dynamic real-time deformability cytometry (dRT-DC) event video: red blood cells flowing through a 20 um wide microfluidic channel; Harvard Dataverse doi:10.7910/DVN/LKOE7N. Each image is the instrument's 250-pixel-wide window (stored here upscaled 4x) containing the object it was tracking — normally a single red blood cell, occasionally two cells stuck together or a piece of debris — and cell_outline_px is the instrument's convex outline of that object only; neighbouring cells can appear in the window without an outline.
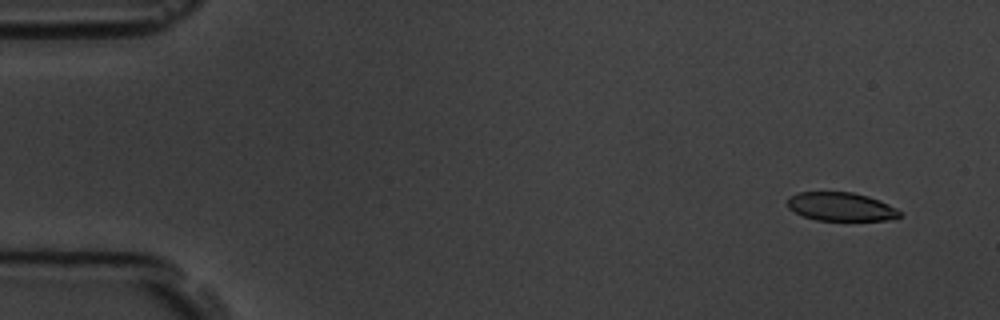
{"species": "common noctule bat (a hibernating species)", "species_latin": "Nyctalus noctula", "temperature_condition": "room temperature", "stored_images_in_passage": 7, "camera_frame_rate_fps": 3000, "um_per_image_px": 0.085, "animal": {"sex": "male", "body_mass_g": 19.5, "forearm_length_mm": 54.6}, "frame": {"image": 1, "passage_image": 1, "time_ms": 0.0, "image_size_px": [1000, 320], "cell_outline_px": [[900, 216], [896, 220], [816, 220], [804, 216], [788, 208], [788, 196], [796, 192], [852, 192], [868, 196], [880, 200], [896, 208], [900, 212]], "centroid_in_image_um": [71.49, 17.56], "position_along_channel_um": 13.5, "area_um2": 18.73}}
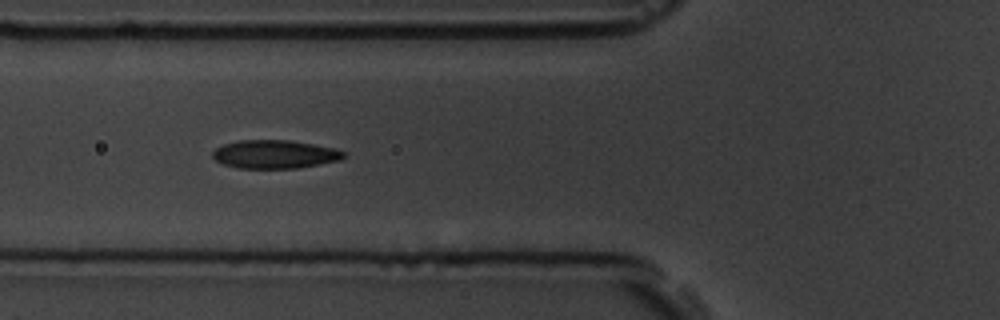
{"frame": {"image": 2, "passage_image": 6, "time_ms": 5.667, "image_size_px": [1000, 320], "cell_outline_px": [[344, 156], [340, 160], [300, 168], [240, 168], [224, 164], [216, 160], [212, 156], [212, 152], [216, 148], [224, 144], [236, 140], [288, 140], [336, 148], [344, 152]], "centroid_in_image_um": [23.35, 13.11], "position_along_channel_um": 102.5, "area_um2": 21.62}}
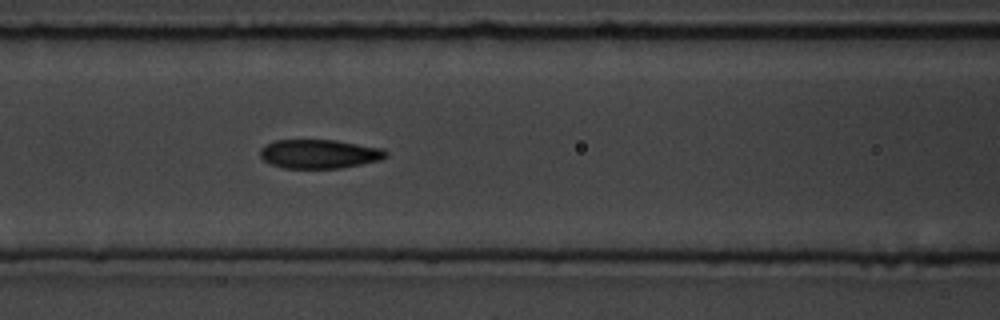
{"frame": {"image": 3, "passage_image": 7, "time_ms": 6.667, "image_size_px": [1000, 320], "cell_outline_px": [[388, 156], [380, 160], [340, 168], [284, 168], [272, 164], [264, 160], [260, 156], [260, 148], [264, 144], [276, 140], [336, 140], [384, 148], [388, 152]], "centroid_in_image_um": [27.15, 13.07], "position_along_channel_um": 139.4, "area_um2": 21.33}}